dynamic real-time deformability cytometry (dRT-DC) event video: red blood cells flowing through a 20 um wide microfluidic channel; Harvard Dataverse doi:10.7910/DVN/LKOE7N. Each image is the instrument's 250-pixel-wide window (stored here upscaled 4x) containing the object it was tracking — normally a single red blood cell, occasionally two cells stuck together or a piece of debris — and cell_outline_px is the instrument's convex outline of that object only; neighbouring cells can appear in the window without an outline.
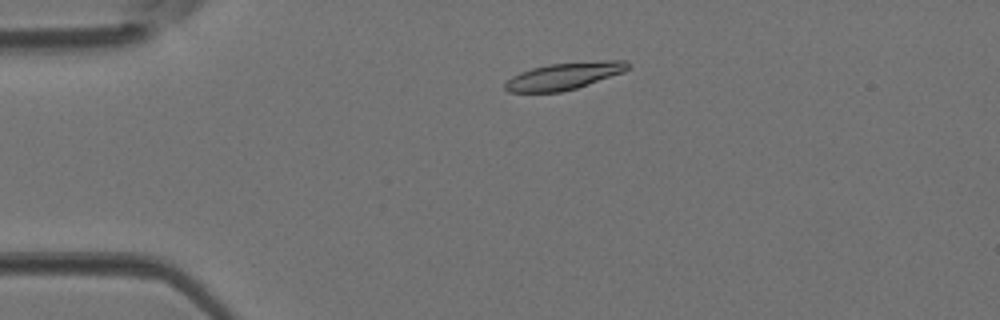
{"species": "Egyptian fruit bat (a non-hibernating species)", "species_latin": "Rousettus aegyptiacus", "temperature_condition": "room temperature", "stored_images_in_passage": 42, "camera_frame_rate_fps": 3000, "um_per_image_px": 0.085, "animal": {"sex": "female"}, "frame": {"image": 1, "passage_image": 7, "time_ms": 2.0, "image_size_px": [1000, 320], "cell_outline_px": [[632, 64], [624, 72], [576, 88], [560, 92], [508, 92], [504, 88], [504, 84], [512, 76], [520, 72], [532, 68], [548, 64], [604, 60], [624, 60]], "centroid_in_image_um": [47.96, 6.45], "position_along_channel_um": 37.0, "area_um2": 19.31}}
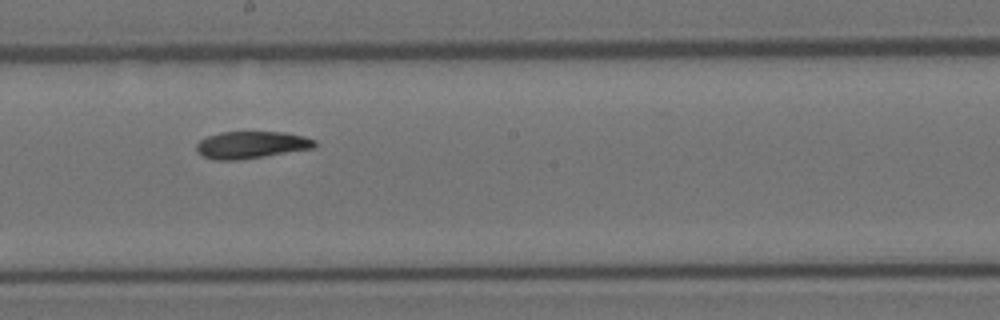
{"frame": {"image": 2, "passage_image": 22, "time_ms": 7.0, "image_size_px": [1000, 320], "cell_outline_px": [[316, 148], [240, 160], [212, 160], [196, 152], [196, 144], [200, 140], [208, 136], [220, 132], [284, 132], [304, 136], [316, 140]], "centroid_in_image_um": [21.37, 12.32], "position_along_channel_um": 226.8, "area_um2": 18.9}}
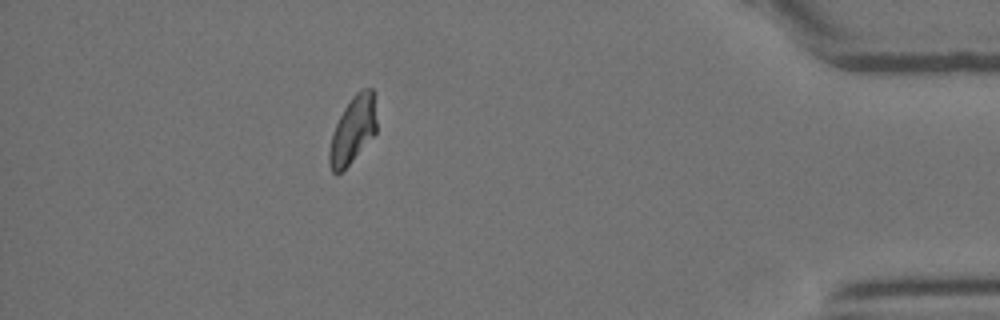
{"frame": {"image": 3, "passage_image": 37, "time_ms": 12.0, "image_size_px": [1000, 320], "cell_outline_px": [[376, 132], [348, 164], [340, 172], [332, 172], [328, 164], [328, 152], [332, 132], [344, 108], [352, 96], [356, 92], [364, 88], [372, 88], [376, 120]], "centroid_in_image_um": [29.96, 11.03], "position_along_channel_um": 405.2, "area_um2": 18.03}}